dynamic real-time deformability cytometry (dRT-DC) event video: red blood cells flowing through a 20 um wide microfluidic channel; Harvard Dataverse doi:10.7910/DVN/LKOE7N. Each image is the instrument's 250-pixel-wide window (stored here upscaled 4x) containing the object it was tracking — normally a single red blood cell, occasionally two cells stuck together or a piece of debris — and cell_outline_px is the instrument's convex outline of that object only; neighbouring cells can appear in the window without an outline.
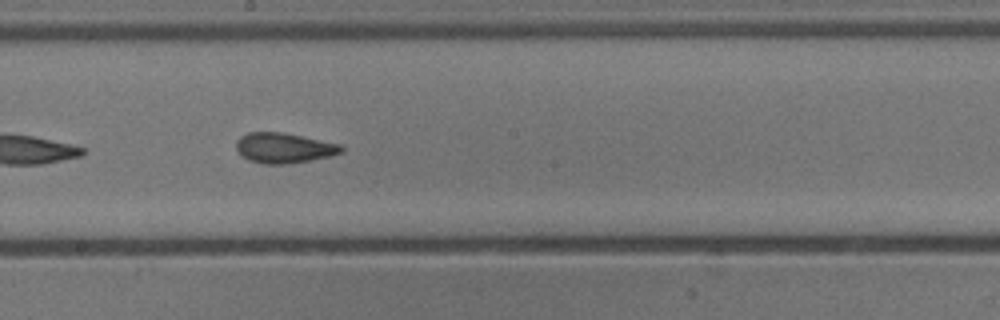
{"species": "common noctule bat (a hibernating species)", "species_latin": "Nyctalus noctula", "temperature_condition": "cold", "stored_images_in_passage": 26, "camera_frame_rate_fps": 3000, "um_per_image_px": 0.085, "animal": {"sex": "male", "body_mass_g": 13.3}, "frame": {"image": 1, "passage_image": 19, "time_ms": 6.0, "image_size_px": [1000, 320], "cell_outline_px": [[344, 152], [328, 156], [308, 160], [284, 164], [264, 164], [248, 160], [240, 156], [236, 148], [236, 140], [240, 136], [248, 132], [280, 132], [340, 144], [344, 148]], "centroid_in_image_um": [24.07, 12.57], "position_along_channel_um": 224.1, "area_um2": 18.38}}